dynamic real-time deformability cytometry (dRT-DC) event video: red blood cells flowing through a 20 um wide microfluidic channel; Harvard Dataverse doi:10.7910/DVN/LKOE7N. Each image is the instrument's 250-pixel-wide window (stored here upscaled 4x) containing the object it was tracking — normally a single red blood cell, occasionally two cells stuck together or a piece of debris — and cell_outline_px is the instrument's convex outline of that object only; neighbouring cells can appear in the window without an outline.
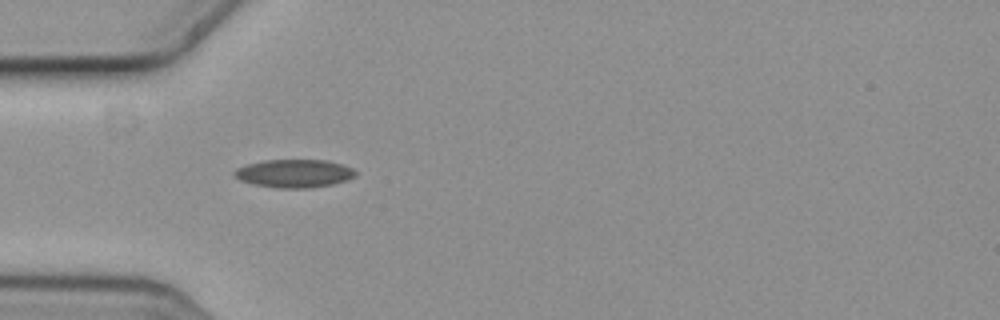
{"species": "common noctule bat (a hibernating species)", "species_latin": "Nyctalus noctula", "temperature_condition": "cold", "stored_images_in_passage": 2, "camera_frame_rate_fps": 3000, "um_per_image_px": 0.085, "animal": {"sex": "female", "body_mass_g": 19.3, "forearm_length_mm": 54.1}, "frame": {"image": 1, "passage_image": 1, "time_ms": 0.0, "image_size_px": [1000, 320], "cell_outline_px": [[356, 176], [332, 184], [312, 188], [276, 188], [252, 184], [240, 180], [232, 172], [236, 168], [248, 164], [264, 160], [328, 160], [352, 168], [356, 172]], "centroid_in_image_um": [24.98, 14.74], "position_along_channel_um": 60.0, "area_um2": 19.83}}
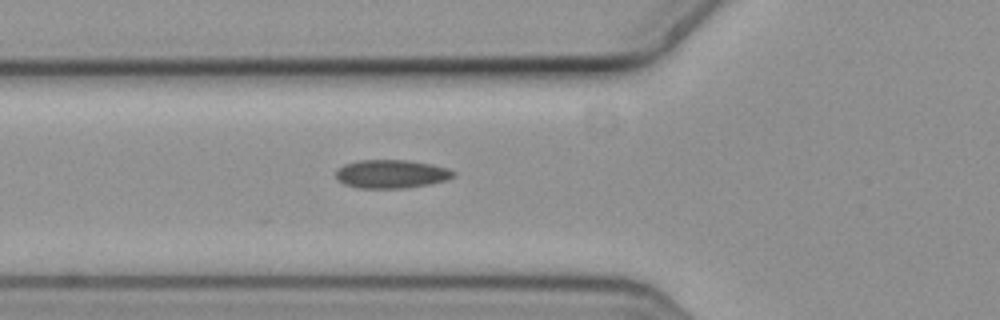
{"frame": {"image": 2, "passage_image": 2, "time_ms": 0.333, "image_size_px": [1000, 320], "cell_outline_px": [[456, 176], [448, 180], [428, 184], [404, 188], [356, 188], [344, 184], [336, 180], [336, 172], [344, 164], [356, 160], [408, 160], [432, 164], [448, 168], [456, 172]], "centroid_in_image_um": [33.28, 14.78], "position_along_channel_um": 92.5, "area_um2": 19.71}}